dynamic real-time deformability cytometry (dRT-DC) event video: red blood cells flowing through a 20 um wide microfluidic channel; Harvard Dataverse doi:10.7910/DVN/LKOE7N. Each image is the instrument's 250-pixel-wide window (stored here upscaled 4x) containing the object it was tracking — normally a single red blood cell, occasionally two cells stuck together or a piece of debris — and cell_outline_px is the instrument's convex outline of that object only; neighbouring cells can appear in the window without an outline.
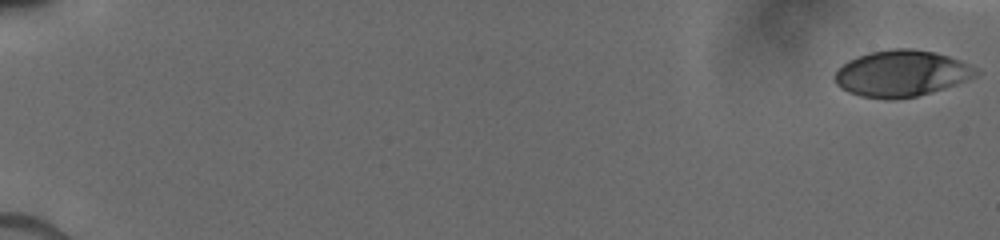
{"species": "human", "species_latin": "Homo sapiens", "temperature_condition": "cold", "stored_images_in_passage": 25, "camera_frame_rate_fps": 3000, "um_per_image_px": 0.085, "donor": {"sex": "male"}, "frame": {"image": 1, "passage_image": 1, "time_ms": 0.0, "image_size_px": [1000, 240], "cell_outline_px": [[980, 72], [956, 84], [932, 92], [916, 96], [896, 100], [884, 100], [860, 96], [848, 92], [840, 88], [832, 80], [832, 76], [848, 60], [868, 52], [892, 48], [912, 48], [936, 52], [960, 60], [976, 68]], "centroid_in_image_um": [76.56, 6.25], "position_along_channel_um": 8.4, "area_um2": 38.32}}
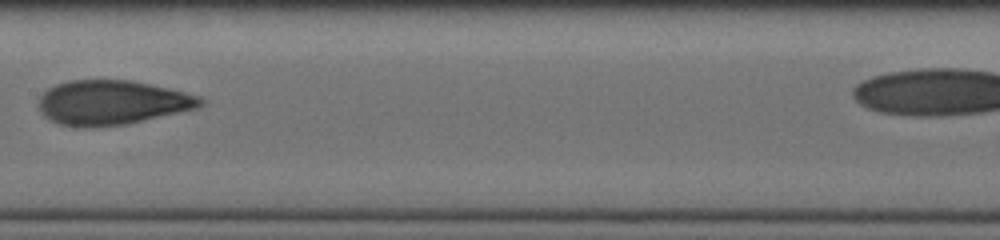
{"frame": {"image": 2, "passage_image": 15, "time_ms": 9.667, "image_size_px": [1000, 240], "cell_outline_px": [[208, 100], [200, 108], [144, 120], [124, 124], [92, 128], [76, 128], [60, 124], [44, 116], [40, 112], [40, 96], [48, 88], [56, 84], [68, 80], [132, 80], [168, 88], [200, 96]], "centroid_in_image_um": [9.55, 8.72], "position_along_channel_um": 197.8, "area_um2": 42.25}}
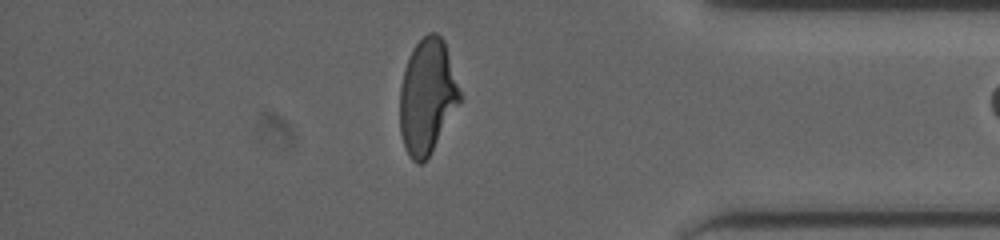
{"frame": {"image": 3, "passage_image": 23, "time_ms": 15.0, "image_size_px": [1000, 240], "cell_outline_px": [[460, 104], [428, 156], [420, 164], [416, 164], [408, 156], [404, 148], [400, 132], [400, 88], [404, 68], [412, 48], [428, 32], [436, 32], [444, 40], [460, 92]], "centroid_in_image_um": [36.29, 8.2], "position_along_channel_um": 398.9, "area_um2": 39.94}}